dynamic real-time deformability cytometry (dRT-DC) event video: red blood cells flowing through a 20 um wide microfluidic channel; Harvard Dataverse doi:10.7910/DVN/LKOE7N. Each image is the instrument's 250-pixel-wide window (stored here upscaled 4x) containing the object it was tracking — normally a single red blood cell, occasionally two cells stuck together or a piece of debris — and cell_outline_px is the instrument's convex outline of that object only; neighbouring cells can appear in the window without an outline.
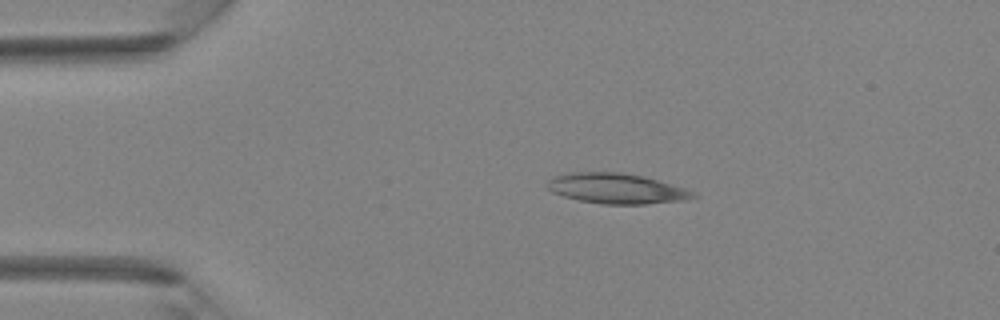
{"species": "Egyptian fruit bat (a non-hibernating species)", "species_latin": "Rousettus aegyptiacus", "temperature_condition": "room temperature", "stored_images_in_passage": 3, "camera_frame_rate_fps": 3000, "um_per_image_px": 0.085, "animal": {"sex": "female"}, "frame": {"image": 1, "passage_image": 1, "time_ms": 0.0, "image_size_px": [1000, 320], "cell_outline_px": [[696, 196], [688, 200], [644, 204], [604, 204], [580, 200], [564, 196], [552, 192], [548, 188], [548, 180], [556, 176], [568, 172], [620, 172], [644, 176], [684, 188], [696, 192]], "centroid_in_image_um": [52.42, 16.02], "position_along_channel_um": 32.6, "area_um2": 25.61}}